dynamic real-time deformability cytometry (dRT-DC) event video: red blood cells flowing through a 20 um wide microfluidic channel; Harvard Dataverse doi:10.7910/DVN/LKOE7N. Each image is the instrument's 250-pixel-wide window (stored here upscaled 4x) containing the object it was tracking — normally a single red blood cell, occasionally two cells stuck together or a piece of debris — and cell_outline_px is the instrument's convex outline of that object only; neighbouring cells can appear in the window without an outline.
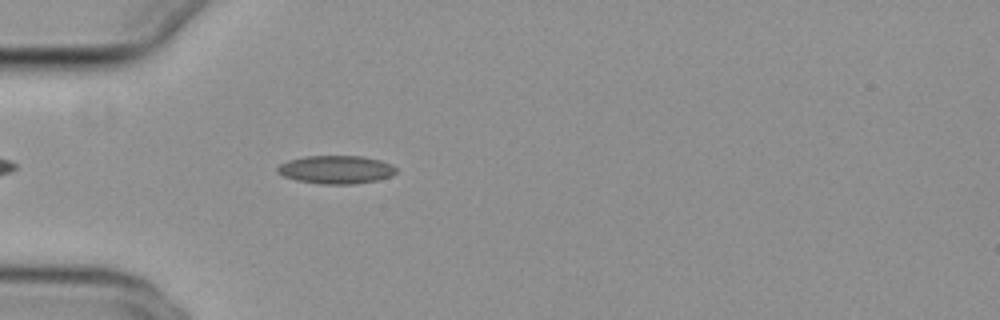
{"species": "common noctule bat (a hibernating species)", "species_latin": "Nyctalus noctula", "temperature_condition": "cold", "stored_images_in_passage": 43, "camera_frame_rate_fps": 3000, "um_per_image_px": 0.085, "animal": {"sex": "female", "body_mass_g": 29.2, "forearm_length_mm": 56.3}, "frame": {"image": 1, "passage_image": 6, "time_ms": 1.667, "image_size_px": [1000, 320], "cell_outline_px": [[396, 172], [392, 176], [376, 180], [356, 184], [320, 184], [296, 180], [284, 176], [276, 172], [276, 168], [280, 164], [288, 160], [304, 156], [360, 156], [380, 160], [392, 164], [396, 168]], "centroid_in_image_um": [28.55, 14.42], "position_along_channel_um": 56.4, "area_um2": 19.59}}
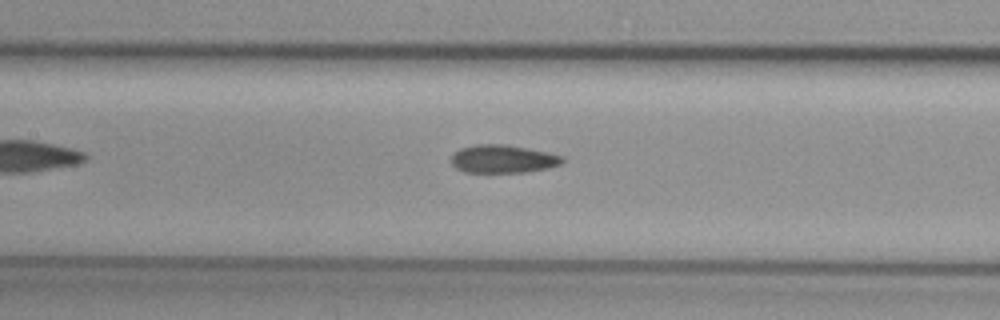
{"frame": {"image": 2, "passage_image": 15, "time_ms": 4.667, "image_size_px": [1000, 320], "cell_outline_px": [[564, 160], [560, 164], [548, 168], [524, 172], [464, 172], [456, 168], [452, 164], [452, 156], [460, 148], [476, 144], [504, 144], [528, 148], [548, 152], [564, 156]], "centroid_in_image_um": [42.76, 13.5], "position_along_channel_um": 164.6, "area_um2": 18.15}}
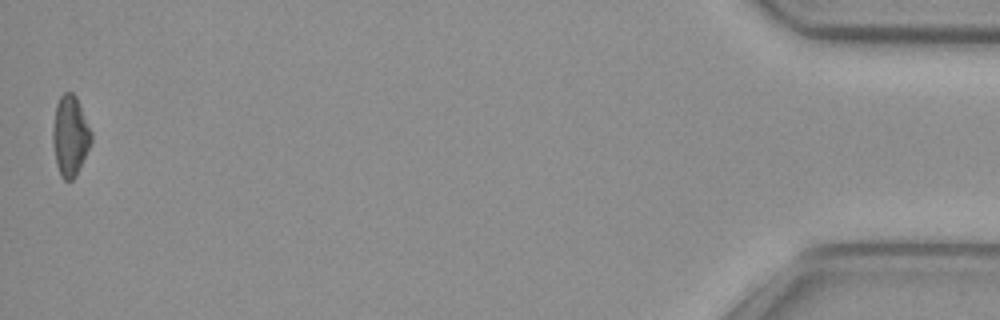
{"frame": {"image": 3, "passage_image": 43, "time_ms": 14.0, "image_size_px": [1000, 320], "cell_outline_px": [[92, 140], [76, 176], [72, 180], [64, 180], [60, 176], [56, 164], [52, 144], [52, 128], [56, 104], [60, 96], [64, 92], [72, 92], [76, 96], [92, 132]], "centroid_in_image_um": [5.95, 11.54], "position_along_channel_um": 429.3, "area_um2": 18.15}, "authors_computed_cell_mechanics": {"area_um2": 18.1492, "velocity_mm_per_s": 3.8528, "shape_relaxation_time_tau1_ms": null, "shape_relaxation_time_tau2_ms": 5.6891, "deformation_change_tau1": null, "deformation_change_tau2": 0.1246}}